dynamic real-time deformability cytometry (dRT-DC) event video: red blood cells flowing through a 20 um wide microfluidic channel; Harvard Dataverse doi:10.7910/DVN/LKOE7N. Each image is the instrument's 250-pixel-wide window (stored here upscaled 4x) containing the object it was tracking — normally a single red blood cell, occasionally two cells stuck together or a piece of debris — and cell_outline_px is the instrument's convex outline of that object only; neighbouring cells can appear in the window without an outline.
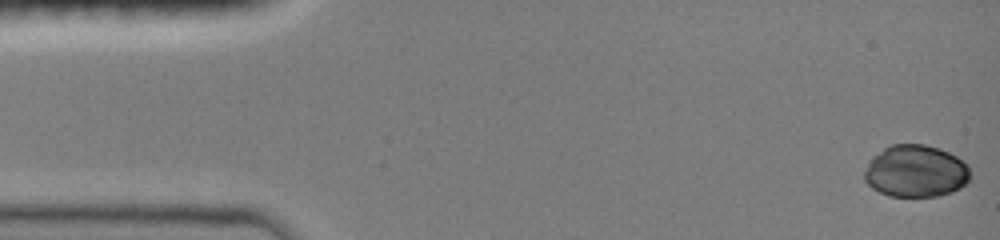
{"species": "common noctule bat (a hibernating species)", "species_latin": "Nyctalus noctula", "temperature_condition": "room temperature", "stored_images_in_passage": 46, "camera_frame_rate_fps": 3000, "um_per_image_px": 0.085, "animal": {"sex": "female", "body_mass_g": 19.0, "forearm_length_mm": 51.5}, "frame": {"image": 1, "passage_image": 1, "time_ms": 0.0, "image_size_px": [1000, 240], "cell_outline_px": [[968, 180], [960, 188], [952, 192], [936, 196], [888, 196], [872, 188], [864, 180], [864, 172], [868, 160], [872, 156], [884, 148], [892, 144], [924, 144], [940, 148], [956, 156], [968, 164]], "centroid_in_image_um": [77.8, 14.54], "position_along_channel_um": 7.2, "area_um2": 32.25}}